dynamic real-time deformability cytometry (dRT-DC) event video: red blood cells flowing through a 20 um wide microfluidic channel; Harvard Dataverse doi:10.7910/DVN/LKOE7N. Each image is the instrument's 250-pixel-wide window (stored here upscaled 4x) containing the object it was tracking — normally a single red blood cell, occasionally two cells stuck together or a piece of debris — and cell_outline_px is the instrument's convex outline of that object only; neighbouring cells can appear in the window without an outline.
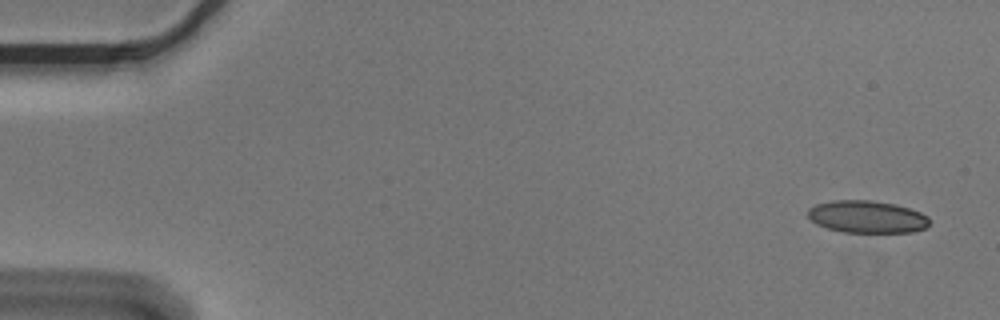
{"species": "Egyptian fruit bat (a non-hibernating species)", "species_latin": "Rousettus aegyptiacus", "temperature_condition": "cold", "stored_images_in_passage": 3, "camera_frame_rate_fps": 3000, "um_per_image_px": 0.085, "animal": {"sex": "male"}, "frame": {"image": 1, "passage_image": 1, "time_ms": 0.0, "image_size_px": [1000, 320], "cell_outline_px": [[928, 228], [912, 232], [844, 232], [828, 228], [816, 224], [808, 216], [808, 208], [816, 204], [832, 200], [872, 200], [896, 204], [920, 212], [928, 216]], "centroid_in_image_um": [73.7, 18.42], "position_along_channel_um": 11.3, "area_um2": 22.95}}
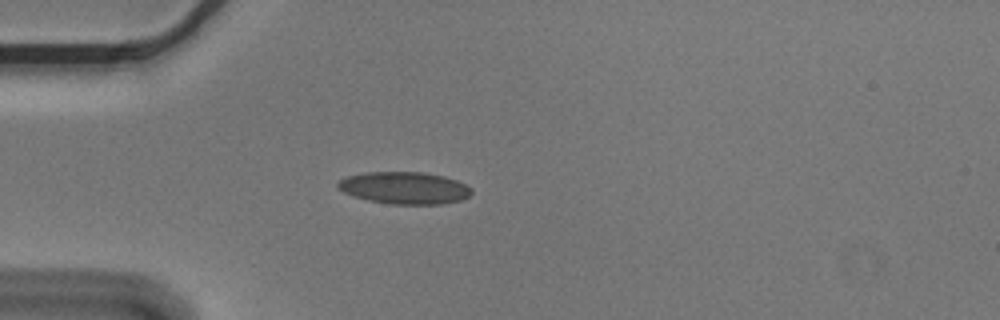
{"frame": {"image": 2, "passage_image": 3, "time_ms": 0.667, "image_size_px": [1000, 320], "cell_outline_px": [[472, 192], [468, 196], [460, 200], [444, 204], [392, 204], [368, 200], [344, 192], [336, 188], [336, 184], [340, 180], [348, 176], [364, 172], [420, 172], [444, 176], [456, 180], [472, 188]], "centroid_in_image_um": [34.38, 15.97], "position_along_channel_um": 50.6, "area_um2": 24.91}}